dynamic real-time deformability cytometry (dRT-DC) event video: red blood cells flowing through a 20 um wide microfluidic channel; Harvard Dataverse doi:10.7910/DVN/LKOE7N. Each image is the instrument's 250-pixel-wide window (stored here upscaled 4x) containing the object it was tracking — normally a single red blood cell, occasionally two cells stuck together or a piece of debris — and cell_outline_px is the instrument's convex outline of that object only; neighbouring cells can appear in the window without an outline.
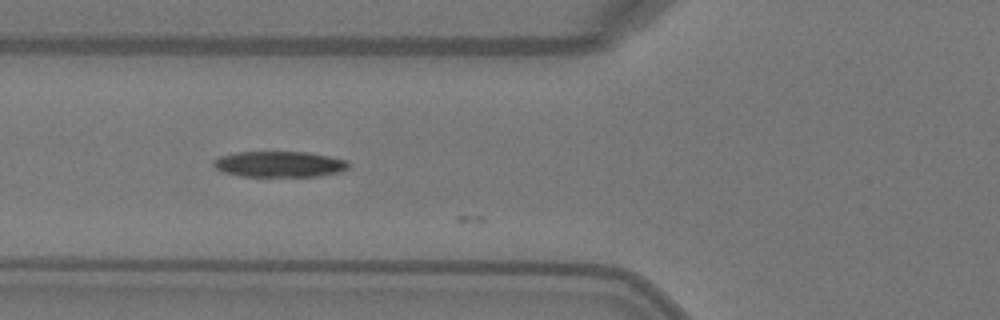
{"species": "Egyptian fruit bat (a non-hibernating species)", "species_latin": "Rousettus aegyptiacus", "temperature_condition": "warm", "stored_images_in_passage": 12, "camera_frame_rate_fps": 3000, "um_per_image_px": 0.085, "animal": {"sex": "female"}, "frame": {"image": 1, "passage_image": 7, "time_ms": 2.0, "image_size_px": [1000, 320], "cell_outline_px": [[352, 164], [348, 168], [340, 172], [320, 176], [240, 176], [224, 172], [216, 168], [212, 164], [212, 160], [220, 156], [236, 152], [308, 152], [348, 160]], "centroid_in_image_um": [23.77, 13.95], "position_along_channel_um": 102.0, "area_um2": 20.46}}
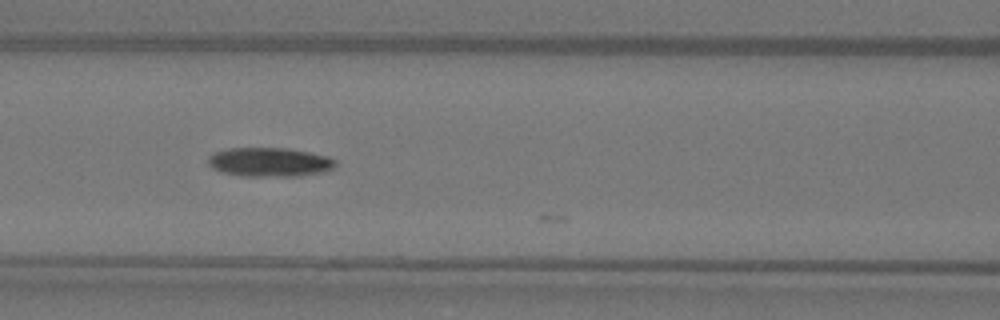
{"frame": {"image": 2, "passage_image": 10, "time_ms": 3.0, "image_size_px": [1000, 320], "cell_outline_px": [[336, 164], [332, 168], [324, 172], [300, 176], [240, 176], [224, 172], [212, 168], [208, 164], [208, 156], [216, 152], [228, 148], [288, 148], [328, 156], [336, 160]], "centroid_in_image_um": [22.92, 13.78], "position_along_channel_um": 143.7, "area_um2": 21.62}}